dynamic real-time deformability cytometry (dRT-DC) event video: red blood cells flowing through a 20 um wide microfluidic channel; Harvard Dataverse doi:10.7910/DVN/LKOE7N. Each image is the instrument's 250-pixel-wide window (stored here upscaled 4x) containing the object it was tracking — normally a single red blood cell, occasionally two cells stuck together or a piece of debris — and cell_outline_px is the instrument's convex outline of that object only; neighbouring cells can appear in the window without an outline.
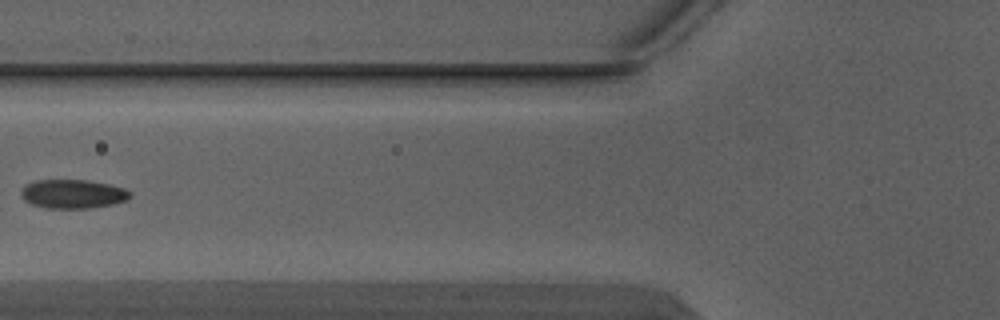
{"species": "Egyptian fruit bat (a non-hibernating species)", "species_latin": "Rousettus aegyptiacus", "temperature_condition": "warm", "stored_images_in_passage": 5, "camera_frame_rate_fps": 3000, "um_per_image_px": 0.085, "animal": {"sex": "male"}, "frame": {"image": 1, "passage_image": 5, "time_ms": 1.333, "image_size_px": [1000, 320], "cell_outline_px": [[132, 196], [128, 200], [112, 204], [88, 208], [48, 208], [32, 204], [24, 200], [20, 192], [24, 184], [36, 180], [88, 180], [108, 184], [124, 188], [132, 192]], "centroid_in_image_um": [6.2, 16.48], "position_along_channel_um": 119.6, "area_um2": 18.44}}